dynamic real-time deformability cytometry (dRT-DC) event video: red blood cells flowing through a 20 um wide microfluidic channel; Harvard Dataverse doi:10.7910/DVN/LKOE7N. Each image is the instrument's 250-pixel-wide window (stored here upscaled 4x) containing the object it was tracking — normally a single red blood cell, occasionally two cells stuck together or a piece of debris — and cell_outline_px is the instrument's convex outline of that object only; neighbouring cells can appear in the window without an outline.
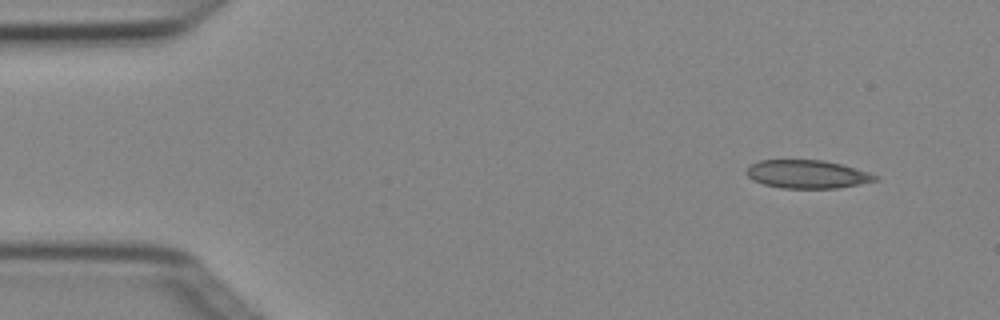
{"species": "Egyptian fruit bat (a non-hibernating species)", "species_latin": "Rousettus aegyptiacus", "temperature_condition": "cold", "stored_images_in_passage": 5, "camera_frame_rate_fps": 3000, "um_per_image_px": 0.085, "animal": {"sex": "female"}, "frame": {"image": 1, "passage_image": 1, "time_ms": 0.0, "image_size_px": [1000, 320], "cell_outline_px": [[880, 180], [860, 184], [836, 188], [780, 188], [764, 184], [752, 180], [744, 172], [748, 164], [760, 160], [824, 160], [856, 168], [880, 176]], "centroid_in_image_um": [68.6, 14.8], "position_along_channel_um": 16.4, "area_um2": 21.44}}
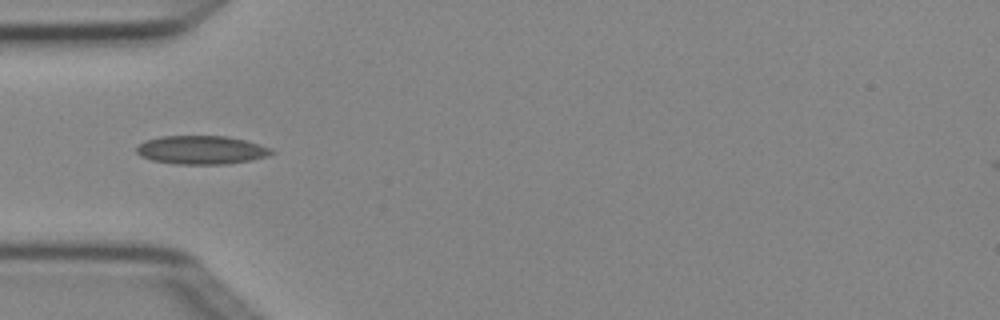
{"frame": {"image": 2, "passage_image": 4, "time_ms": 1.0, "image_size_px": [1000, 320], "cell_outline_px": [[276, 152], [268, 156], [228, 164], [176, 164], [152, 160], [140, 156], [136, 152], [136, 148], [144, 140], [160, 136], [228, 136], [260, 144], [272, 148]], "centroid_in_image_um": [17.12, 12.74], "position_along_channel_um": 67.9, "area_um2": 22.54}}
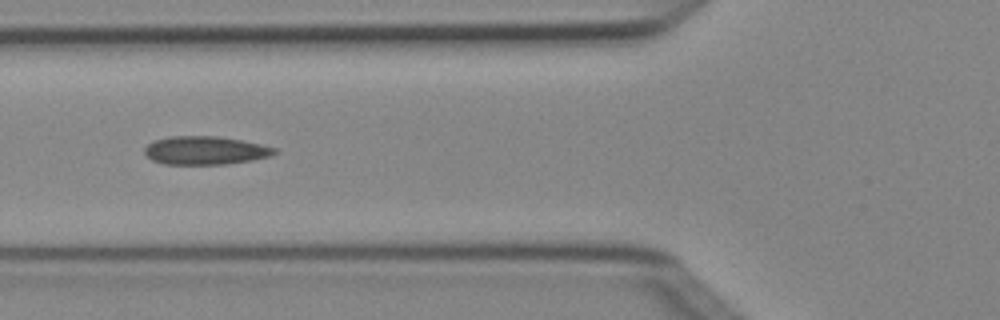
{"frame": {"image": 3, "passage_image": 5, "time_ms": 1.333, "image_size_px": [1000, 320], "cell_outline_px": [[280, 152], [272, 156], [252, 160], [228, 164], [164, 164], [152, 160], [144, 152], [144, 148], [152, 140], [168, 136], [216, 136], [240, 140], [260, 144], [276, 148]], "centroid_in_image_um": [17.46, 12.78], "position_along_channel_um": 108.3, "area_um2": 21.62}}